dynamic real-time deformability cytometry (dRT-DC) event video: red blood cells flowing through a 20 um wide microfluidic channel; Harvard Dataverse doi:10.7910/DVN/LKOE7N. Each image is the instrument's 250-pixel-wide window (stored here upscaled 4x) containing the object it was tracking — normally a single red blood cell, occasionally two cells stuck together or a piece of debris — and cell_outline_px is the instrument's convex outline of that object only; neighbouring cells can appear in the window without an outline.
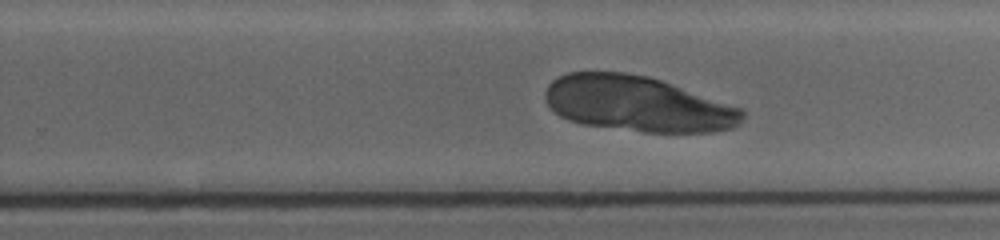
{"species": "human", "species_latin": "Homo sapiens", "temperature_condition": "cold", "stored_images_in_passage": 40, "camera_frame_rate_fps": 3000, "um_per_image_px": 0.085, "donor": {"sex": "female"}, "frame": {"image": 1, "passage_image": 20, "time_ms": 6.0, "image_size_px": [1000, 240], "cell_outline_px": [[744, 116], [740, 124], [732, 128], [712, 132], [644, 132], [580, 124], [568, 120], [560, 116], [548, 104], [544, 96], [544, 92], [548, 84], [552, 80], [568, 72], [624, 72], [648, 76], [660, 80], [740, 108], [744, 112]], "centroid_in_image_um": [54.15, 8.84], "position_along_channel_um": 275.6, "area_um2": 63.46}}
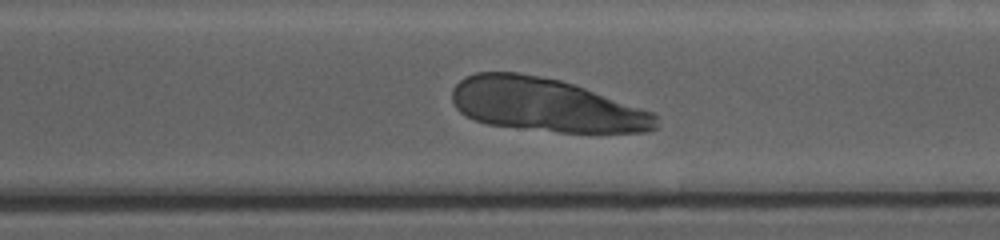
{"frame": {"image": 2, "passage_image": 25, "time_ms": 7.333, "image_size_px": [1000, 240], "cell_outline_px": [[656, 128], [648, 132], [560, 132], [488, 124], [472, 120], [464, 116], [456, 108], [452, 100], [452, 88], [460, 80], [476, 72], [520, 72], [560, 80], [656, 112]], "centroid_in_image_um": [46.37, 8.92], "position_along_channel_um": 324.2, "area_um2": 63.35}}
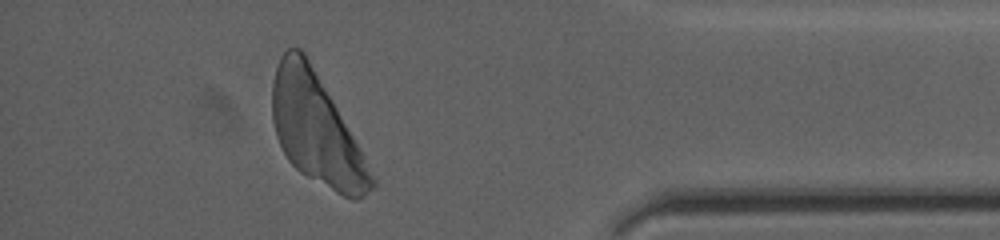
{"frame": {"image": 3, "passage_image": 35, "time_ms": 10.333, "image_size_px": [1000, 240], "cell_outline_px": [[376, 184], [364, 196], [356, 200], [352, 200], [336, 192], [300, 172], [288, 160], [276, 136], [272, 120], [272, 80], [280, 56], [288, 48], [300, 48], [304, 52], [332, 100], [352, 136], [376, 180]], "centroid_in_image_um": [26.84, 10.99], "position_along_channel_um": 408.4, "area_um2": 62.25}}